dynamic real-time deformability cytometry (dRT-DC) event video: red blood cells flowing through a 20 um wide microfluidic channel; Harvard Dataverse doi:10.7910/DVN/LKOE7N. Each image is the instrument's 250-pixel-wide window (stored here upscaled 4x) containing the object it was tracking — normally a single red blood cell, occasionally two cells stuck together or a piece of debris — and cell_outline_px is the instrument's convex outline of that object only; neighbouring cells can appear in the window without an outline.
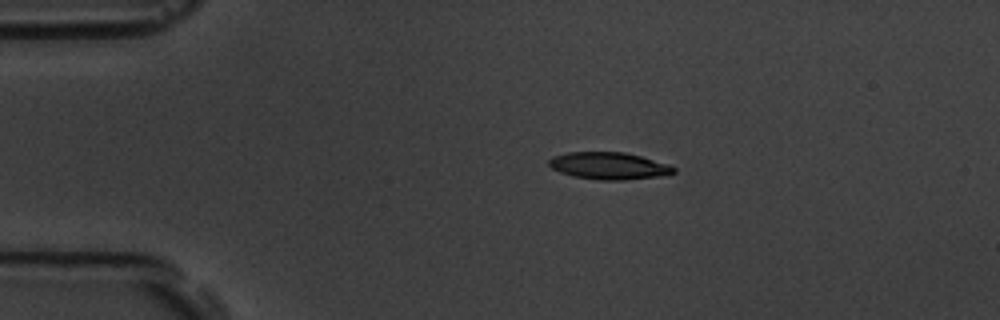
{"species": "common noctule bat (a hibernating species)", "species_latin": "Nyctalus noctula", "temperature_condition": "room temperature", "stored_images_in_passage": 14, "camera_frame_rate_fps": 3000, "um_per_image_px": 0.085, "animal": {"sex": "male", "body_mass_g": 19.5, "forearm_length_mm": 54.6}, "frame": {"image": 1, "passage_image": 1, "time_ms": 0.0, "image_size_px": [1000, 320], "cell_outline_px": [[676, 172], [660, 176], [624, 180], [600, 180], [572, 176], [560, 172], [552, 168], [548, 164], [548, 160], [552, 156], [568, 152], [624, 152], [640, 156], [668, 164], [676, 168]], "centroid_in_image_um": [51.73, 14.09], "position_along_channel_um": 33.3, "area_um2": 19.71}}
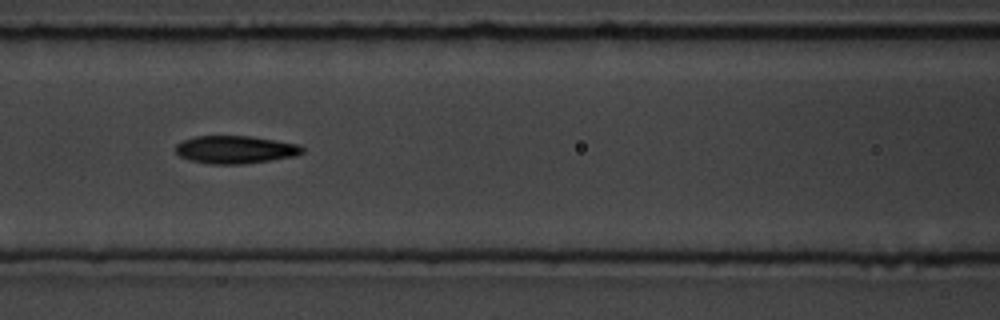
{"frame": {"image": 2, "passage_image": 5, "time_ms": 4.333, "image_size_px": [1000, 320], "cell_outline_px": [[304, 152], [296, 156], [244, 164], [208, 164], [192, 160], [180, 156], [176, 152], [176, 144], [184, 140], [196, 136], [252, 136], [296, 144], [304, 148]], "centroid_in_image_um": [20.01, 12.72], "position_along_channel_um": 146.6, "area_um2": 20.4}}
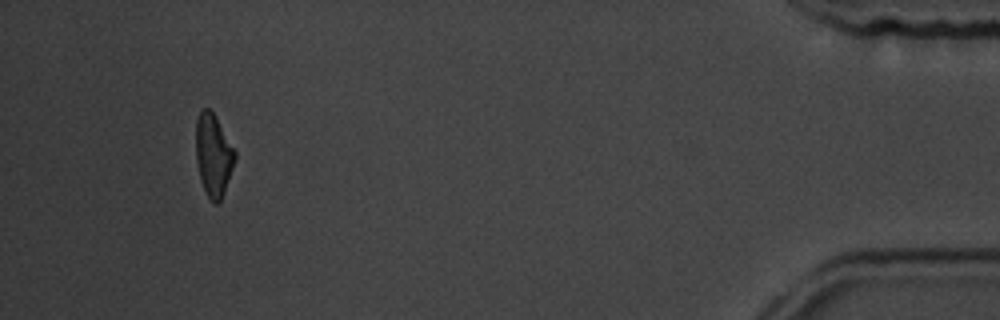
{"frame": {"image": 3, "passage_image": 13, "time_ms": 13.667, "image_size_px": [1000, 320], "cell_outline_px": [[236, 160], [224, 192], [220, 200], [216, 204], [212, 204], [200, 180], [196, 160], [196, 120], [200, 112], [204, 108], [208, 108], [212, 112], [236, 152]], "centroid_in_image_um": [18.13, 13.22], "position_along_channel_um": 417.1, "area_um2": 18.5}, "authors_computed_cell_mechanics": {"area_um2": 20.2589, "velocity_mm_per_s": 3.6532, "shape_relaxation_time_tau1_ms": 3.4421, "shape_relaxation_time_tau2_ms": null, "deformation_change_tau1": 0.1075, "deformation_change_tau2": null}}